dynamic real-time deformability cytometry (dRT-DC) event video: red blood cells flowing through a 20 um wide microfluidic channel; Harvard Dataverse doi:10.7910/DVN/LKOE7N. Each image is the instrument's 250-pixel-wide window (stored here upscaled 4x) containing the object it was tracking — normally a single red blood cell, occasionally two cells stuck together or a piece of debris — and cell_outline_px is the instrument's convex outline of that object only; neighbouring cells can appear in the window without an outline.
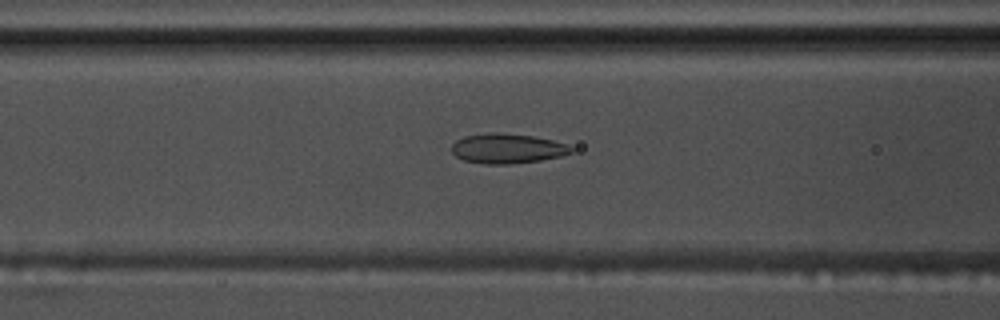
{"species": "common noctule bat (a hibernating species)", "species_latin": "Nyctalus noctula", "temperature_condition": "warm", "stored_images_in_passage": 41, "camera_frame_rate_fps": 3000, "um_per_image_px": 0.085, "animal": {"sex": "male", "body_mass_g": 17.5, "forearm_length_mm": 52.3}, "frame": {"image": 1, "passage_image": 11, "time_ms": 3.333, "image_size_px": [1000, 320], "cell_outline_px": [[572, 152], [560, 156], [540, 160], [508, 164], [484, 164], [464, 160], [456, 156], [452, 152], [452, 144], [456, 140], [464, 136], [496, 132], [532, 136], [552, 140], [568, 144], [572, 148]], "centroid_in_image_um": [43.1, 12.62], "position_along_channel_um": 123.5, "area_um2": 20.58}}
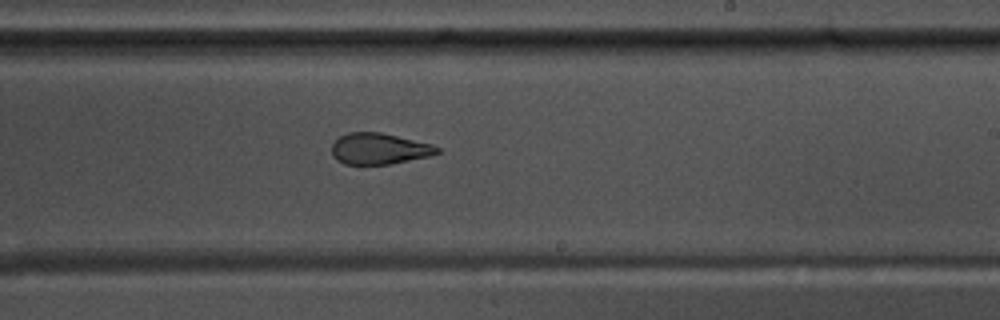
{"frame": {"image": 2, "passage_image": 22, "time_ms": 7.0, "image_size_px": [1000, 320], "cell_outline_px": [[440, 152], [428, 156], [388, 164], [344, 164], [336, 160], [332, 156], [332, 144], [340, 136], [348, 132], [380, 132], [432, 144], [440, 148]], "centroid_in_image_um": [32.2, 12.64], "position_along_channel_um": 256.8, "area_um2": 19.02}}
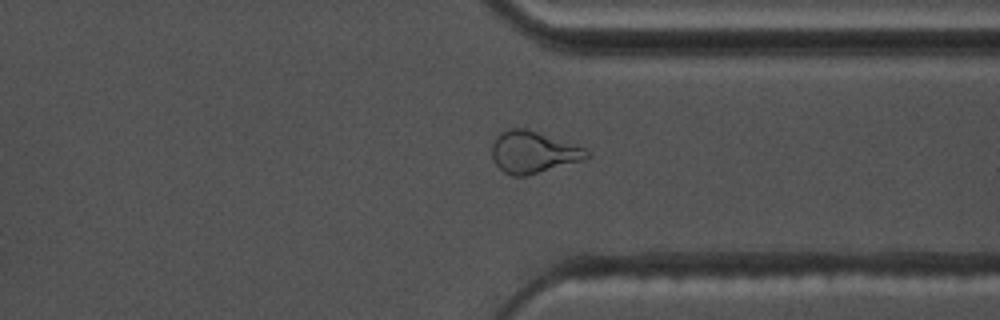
{"frame": {"image": 3, "passage_image": 31, "time_ms": 10.0, "image_size_px": [1000, 320], "cell_outline_px": [[588, 156], [584, 160], [528, 176], [512, 176], [504, 172], [492, 160], [492, 144], [496, 132], [508, 128], [524, 128], [584, 148], [588, 152]], "centroid_in_image_um": [45.25, 12.94], "position_along_channel_um": 366.2, "area_um2": 23.12}}